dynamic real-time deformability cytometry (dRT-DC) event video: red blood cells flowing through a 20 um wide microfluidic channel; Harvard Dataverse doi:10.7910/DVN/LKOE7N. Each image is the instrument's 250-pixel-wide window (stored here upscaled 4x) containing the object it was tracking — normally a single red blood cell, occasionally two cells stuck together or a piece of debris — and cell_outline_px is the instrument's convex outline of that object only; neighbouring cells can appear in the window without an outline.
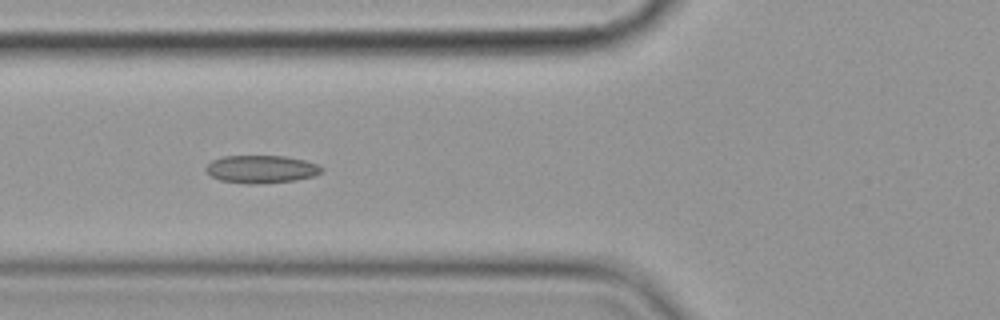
{"species": "common noctule bat (a hibernating species)", "species_latin": "Nyctalus noctula", "temperature_condition": "cold", "stored_images_in_passage": 8, "camera_frame_rate_fps": 3000, "um_per_image_px": 0.085, "animal": {"sex": "female", "body_mass_g": 19.9}, "frame": {"image": 1, "passage_image": 7, "time_ms": 6.667, "image_size_px": [1000, 320], "cell_outline_px": [[324, 172], [316, 176], [296, 180], [256, 184], [244, 184], [220, 180], [212, 176], [204, 168], [212, 160], [224, 156], [284, 156], [304, 160], [316, 164], [324, 168]], "centroid_in_image_um": [22.24, 14.39], "position_along_channel_um": 103.6, "area_um2": 18.84}}
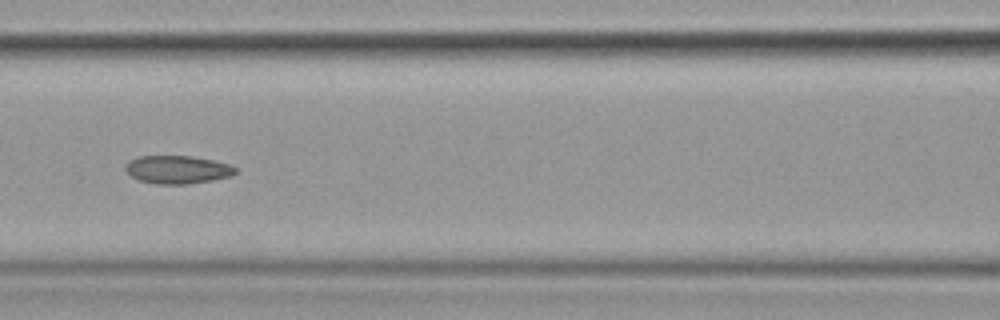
{"frame": {"image": 2, "passage_image": 8, "time_ms": 8.0, "image_size_px": [1000, 320], "cell_outline_px": [[236, 172], [232, 176], [212, 180], [188, 184], [156, 184], [140, 180], [132, 176], [124, 168], [128, 160], [140, 156], [192, 156], [212, 160], [228, 164], [236, 168]], "centroid_in_image_um": [15.08, 14.41], "position_along_channel_um": 151.5, "area_um2": 17.92}}